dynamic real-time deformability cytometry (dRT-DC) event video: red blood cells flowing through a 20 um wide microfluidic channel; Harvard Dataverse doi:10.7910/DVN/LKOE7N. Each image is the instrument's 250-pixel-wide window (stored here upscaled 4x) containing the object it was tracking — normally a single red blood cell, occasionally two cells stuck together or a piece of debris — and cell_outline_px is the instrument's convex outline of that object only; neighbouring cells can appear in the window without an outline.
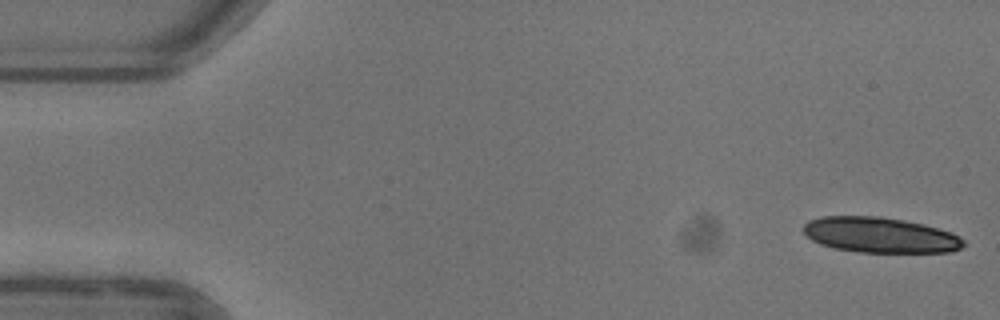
{"species": "common noctule bat (a hibernating species)", "species_latin": "Nyctalus noctula", "temperature_condition": "warm", "stored_images_in_passage": 10, "camera_frame_rate_fps": 3000, "um_per_image_px": 0.085, "animal": {"sex": "female"}, "frame": {"image": 1, "passage_image": 1, "time_ms": 0.0, "image_size_px": [1000, 320], "cell_outline_px": [[964, 244], [960, 248], [948, 252], [860, 252], [832, 248], [820, 244], [812, 240], [804, 232], [804, 224], [808, 220], [820, 216], [880, 216], [904, 220], [924, 224], [952, 232], [960, 236], [964, 240]], "centroid_in_image_um": [74.8, 19.97], "position_along_channel_um": 10.2, "area_um2": 33.18}}